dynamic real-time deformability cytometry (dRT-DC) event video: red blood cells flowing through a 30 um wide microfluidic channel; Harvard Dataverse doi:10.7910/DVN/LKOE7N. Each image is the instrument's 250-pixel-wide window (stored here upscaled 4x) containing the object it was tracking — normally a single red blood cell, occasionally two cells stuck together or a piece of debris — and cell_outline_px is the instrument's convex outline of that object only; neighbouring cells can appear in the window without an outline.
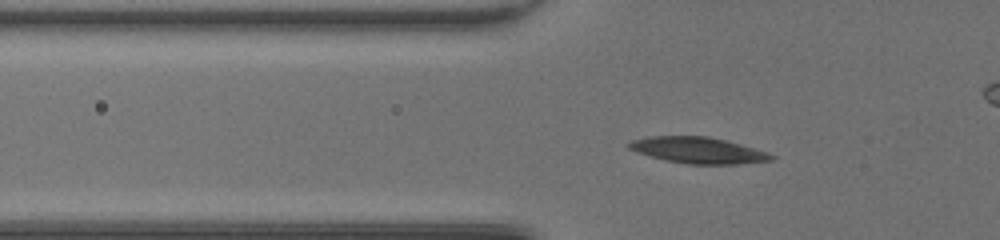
{"species": "common noctule bat (a hibernating species)", "species_latin": "Nyctalus noctula", "temperature_condition": "room temperature", "stored_images_in_passage": 43, "camera_frame_rate_fps": 3000, "um_per_image_px": 0.085, "animal": {"sex": "female", "body_mass_g": 20.0, "forearm_length_mm": 54.0}, "frame": {"image": 1, "passage_image": 10, "time_ms": 3.0, "image_size_px": [1000, 240], "cell_outline_px": [[776, 156], [772, 160], [736, 164], [688, 164], [668, 160], [636, 152], [628, 148], [628, 144], [632, 140], [648, 136], [708, 136], [740, 144], [768, 152]], "centroid_in_image_um": [59.35, 12.76], "position_along_channel_um": 66.5, "area_um2": 21.5}}
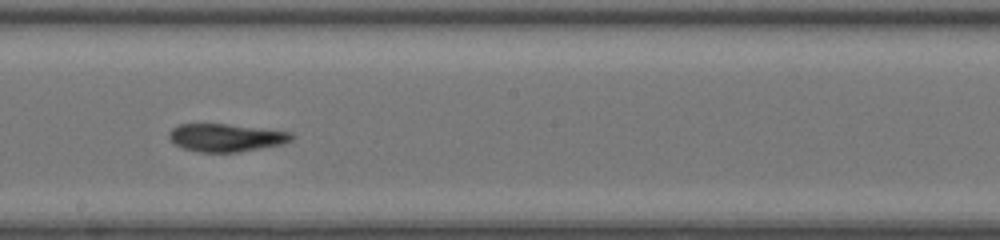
{"frame": {"image": 2, "passage_image": 22, "time_ms": 7.0, "image_size_px": [1000, 240], "cell_outline_px": [[296, 136], [292, 140], [284, 144], [240, 152], [200, 152], [184, 148], [176, 144], [168, 136], [168, 132], [172, 128], [180, 124], [228, 124], [292, 132]], "centroid_in_image_um": [19.26, 11.7], "position_along_channel_um": 228.9, "area_um2": 19.94}}
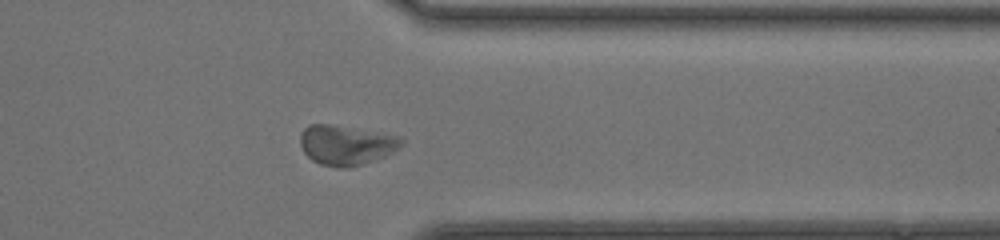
{"frame": {"image": 3, "passage_image": 33, "time_ms": 10.667, "image_size_px": [1000, 240], "cell_outline_px": [[404, 144], [400, 148], [376, 160], [364, 164], [348, 168], [340, 168], [320, 164], [312, 160], [304, 152], [300, 144], [300, 136], [304, 128], [308, 124], [332, 124], [396, 136], [404, 140]], "centroid_in_image_um": [29.4, 12.34], "position_along_channel_um": 382.0, "area_um2": 23.47}, "authors_computed_cell_mechanics": {"area_um2": 21.5016, "velocity_mm_per_s": 4.2213, "shape_relaxation_time_tau1_ms": 2.5976, "shape_relaxation_time_tau2_ms": 1.7706, "deformation_change_tau1": 0.0936, "deformation_change_tau2": 0.0923}}